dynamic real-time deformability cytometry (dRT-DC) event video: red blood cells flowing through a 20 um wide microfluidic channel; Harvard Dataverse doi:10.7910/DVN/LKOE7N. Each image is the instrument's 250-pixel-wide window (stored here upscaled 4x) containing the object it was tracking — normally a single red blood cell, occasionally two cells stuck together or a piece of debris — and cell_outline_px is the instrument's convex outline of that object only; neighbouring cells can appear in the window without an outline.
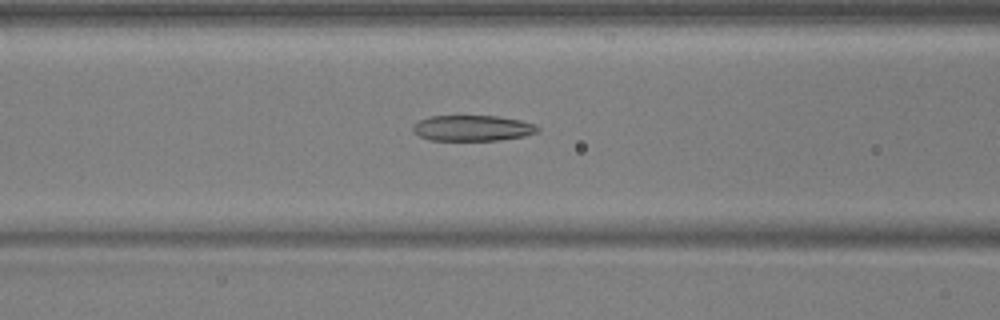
{"species": "common noctule bat (a hibernating species)", "species_latin": "Nyctalus noctula", "temperature_condition": "warm", "stored_images_in_passage": 51, "camera_frame_rate_fps": 3000, "um_per_image_px": 0.085, "animal": {"sex": "male", "body_mass_g": 17.9, "forearm_length_mm": 54.2}, "frame": {"image": 1, "passage_image": 19, "time_ms": 6.0, "image_size_px": [1000, 320], "cell_outline_px": [[540, 132], [524, 136], [500, 140], [428, 140], [412, 132], [412, 124], [428, 116], [500, 116], [520, 120], [536, 124], [540, 128]], "centroid_in_image_um": [40.17, 10.89], "position_along_channel_um": 126.4, "area_um2": 18.96}}
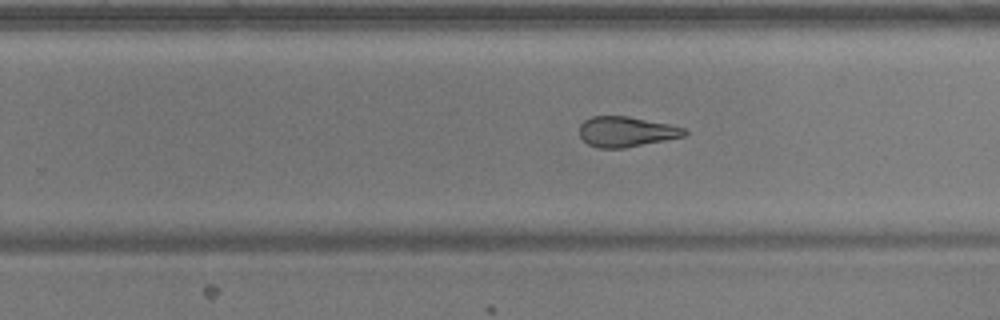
{"frame": {"image": 2, "passage_image": 31, "time_ms": 10.0, "image_size_px": [1000, 320], "cell_outline_px": [[688, 132], [684, 136], [624, 148], [600, 148], [588, 144], [580, 136], [580, 124], [584, 120], [592, 116], [628, 116], [668, 124], [684, 128]], "centroid_in_image_um": [53.2, 11.19], "position_along_channel_um": 276.6, "area_um2": 18.32}}
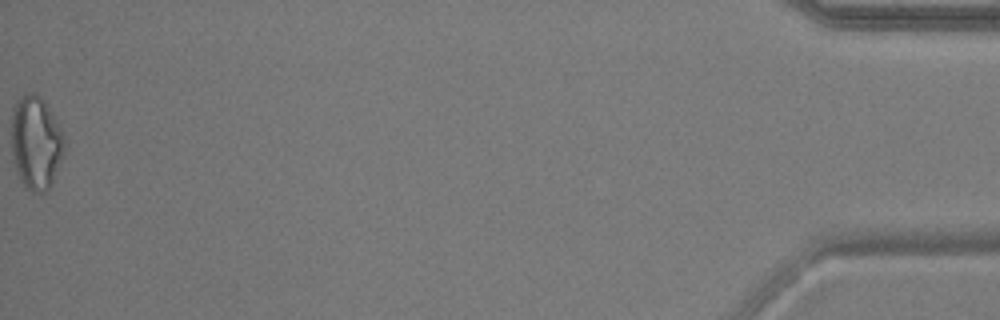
{"frame": {"image": 3, "passage_image": 51, "time_ms": 16.667, "image_size_px": [1000, 320], "cell_outline_px": [[64, 148], [52, 180], [48, 188], [44, 192], [32, 192], [20, 180], [12, 160], [12, 108], [16, 100], [24, 92], [32, 92], [40, 96], [44, 100], [60, 128], [64, 136]], "centroid_in_image_um": [3.01, 12.07], "position_along_channel_um": 432.2, "area_um2": 28.5}, "authors_computed_cell_mechanics": {"area_um2": 21.1548, "velocity_mm_per_s": 3.7586, "shape_relaxation_time_tau1_ms": null, "shape_relaxation_time_tau2_ms": 2.213, "deformation_change_tau1": null, "deformation_change_tau2": 0.1206}}